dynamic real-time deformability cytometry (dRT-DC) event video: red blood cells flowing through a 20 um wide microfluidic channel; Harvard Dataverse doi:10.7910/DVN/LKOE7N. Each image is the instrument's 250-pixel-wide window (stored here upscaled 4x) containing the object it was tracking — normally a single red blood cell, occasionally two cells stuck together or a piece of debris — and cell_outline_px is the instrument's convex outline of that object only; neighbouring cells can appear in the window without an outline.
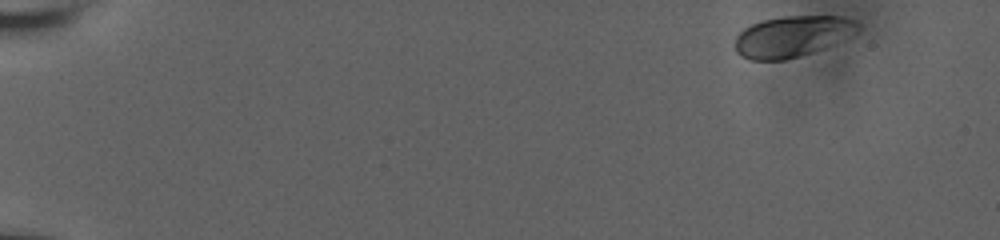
{"species": "human", "species_latin": "Homo sapiens", "temperature_condition": "room temperature", "stored_images_in_passage": 11, "camera_frame_rate_fps": 3000, "um_per_image_px": 0.085, "donor": {"sex": "male"}, "frame": {"image": 1, "passage_image": 1, "time_ms": 0.0, "image_size_px": [1000, 240], "cell_outline_px": [[860, 28], [832, 44], [824, 48], [812, 52], [784, 60], [752, 60], [740, 56], [736, 52], [736, 36], [744, 28], [752, 24], [764, 20], [784, 16], [840, 16], [856, 20], [860, 24]], "centroid_in_image_um": [67.31, 3.09], "position_along_channel_um": 17.7, "area_um2": 29.02}}
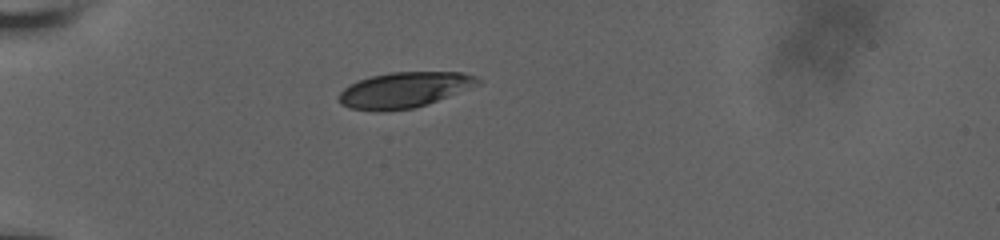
{"frame": {"image": 2, "passage_image": 7, "time_ms": 2.0, "image_size_px": [1000, 240], "cell_outline_px": [[480, 84], [428, 104], [412, 108], [376, 112], [352, 108], [340, 104], [336, 96], [348, 84], [372, 76], [392, 72], [460, 72], [476, 76], [480, 80]], "centroid_in_image_um": [34.33, 7.65], "position_along_channel_um": 50.7, "area_um2": 28.78}}
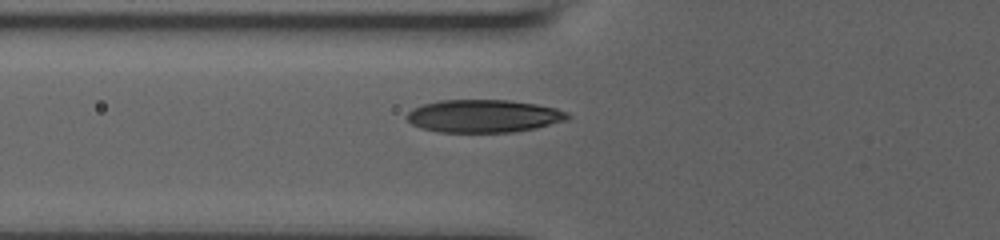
{"frame": {"image": 3, "passage_image": 11, "time_ms": 3.333, "image_size_px": [1000, 240], "cell_outline_px": [[572, 116], [568, 120], [536, 128], [512, 132], [440, 132], [420, 128], [412, 124], [404, 116], [412, 108], [424, 104], [440, 100], [508, 100], [536, 104], [556, 108], [568, 112]], "centroid_in_image_um": [41.12, 9.86], "position_along_channel_um": 84.7, "area_um2": 30.92}}